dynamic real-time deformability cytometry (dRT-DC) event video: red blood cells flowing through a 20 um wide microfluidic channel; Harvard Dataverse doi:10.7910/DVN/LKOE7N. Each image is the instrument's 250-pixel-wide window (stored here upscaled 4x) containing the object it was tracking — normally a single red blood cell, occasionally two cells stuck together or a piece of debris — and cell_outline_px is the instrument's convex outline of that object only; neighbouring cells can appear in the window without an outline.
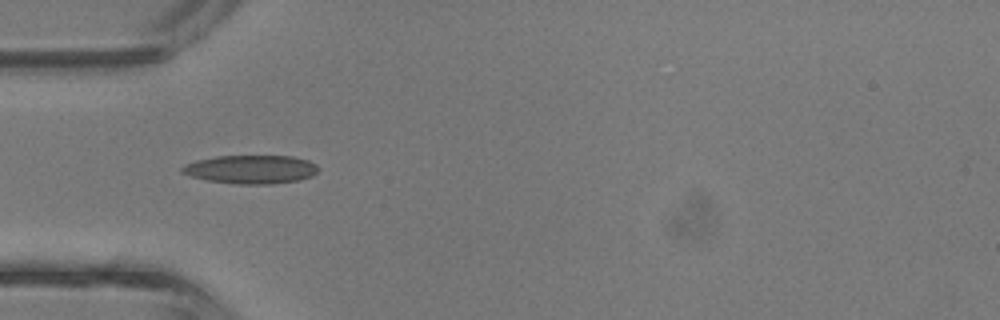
{"species": "common noctule bat (a hibernating species)", "species_latin": "Nyctalus noctula", "temperature_condition": "room temperature", "stored_images_in_passage": 2, "camera_frame_rate_fps": 3000, "um_per_image_px": 0.085, "animal": {"sex": "male", "body_mass_g": 13.3}, "frame": {"image": 1, "passage_image": 1, "time_ms": 0.0, "image_size_px": [1000, 320], "cell_outline_px": [[320, 168], [312, 176], [300, 180], [272, 184], [236, 184], [208, 180], [192, 176], [180, 172], [180, 168], [184, 164], [196, 160], [216, 156], [292, 156], [308, 160], [316, 164]], "centroid_in_image_um": [21.34, 14.39], "position_along_channel_um": 63.7, "area_um2": 22.77}}
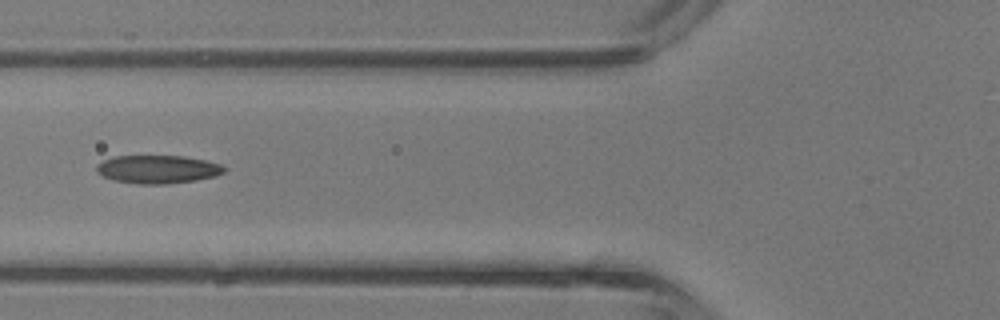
{"frame": {"image": 2, "passage_image": 2, "time_ms": 0.333, "image_size_px": [1000, 320], "cell_outline_px": [[228, 168], [224, 172], [216, 176], [196, 180], [168, 184], [136, 184], [112, 180], [100, 176], [96, 172], [96, 164], [104, 160], [116, 156], [184, 156], [204, 160], [220, 164]], "centroid_in_image_um": [13.38, 14.4], "position_along_channel_um": 112.4, "area_um2": 21.21}}